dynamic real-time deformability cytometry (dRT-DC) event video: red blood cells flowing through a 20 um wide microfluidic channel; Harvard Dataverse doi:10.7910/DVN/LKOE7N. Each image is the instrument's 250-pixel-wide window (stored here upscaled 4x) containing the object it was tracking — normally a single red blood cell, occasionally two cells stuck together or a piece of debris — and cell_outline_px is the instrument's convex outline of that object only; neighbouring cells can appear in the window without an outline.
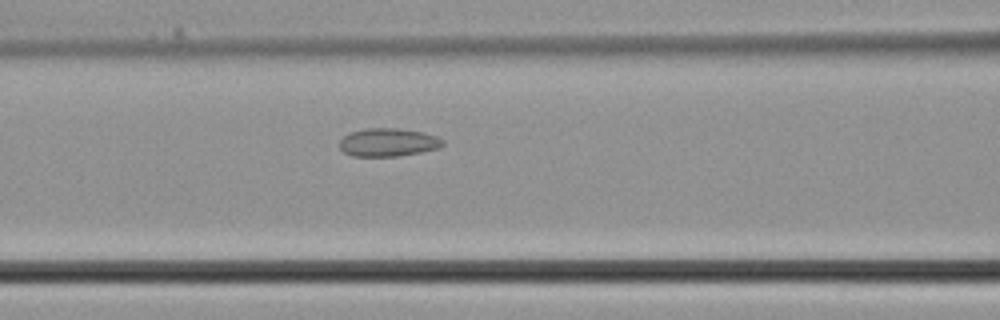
{"species": "common noctule bat (a hibernating species)", "species_latin": "Nyctalus noctula", "temperature_condition": "cold", "stored_images_in_passage": 30, "camera_frame_rate_fps": 3000, "um_per_image_px": 0.085, "animal": {"sex": "male", "body_mass_g": 21.5, "forearm_length_mm": 52.0}, "frame": {"image": 1, "passage_image": 8, "time_ms": 2.333, "image_size_px": [1000, 320], "cell_outline_px": [[444, 144], [436, 148], [420, 152], [396, 156], [352, 156], [344, 152], [340, 148], [340, 140], [344, 136], [352, 132], [364, 128], [400, 128], [424, 132], [436, 136], [444, 140]], "centroid_in_image_um": [32.98, 12.09], "position_along_channel_um": 133.6, "area_um2": 16.88}}
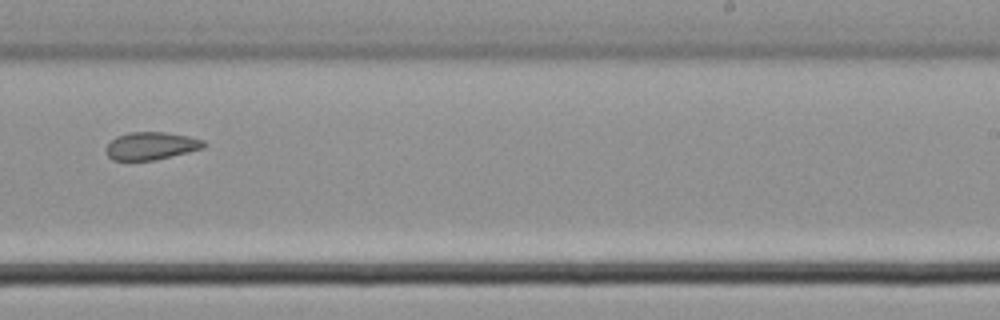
{"frame": {"image": 2, "passage_image": 16, "time_ms": 5.0, "image_size_px": [1000, 320], "cell_outline_px": [[208, 144], [204, 148], [188, 152], [152, 160], [112, 160], [108, 156], [104, 148], [116, 136], [128, 132], [164, 132], [188, 136], [204, 140]], "centroid_in_image_um": [12.84, 12.39], "position_along_channel_um": 276.2, "area_um2": 15.78}}
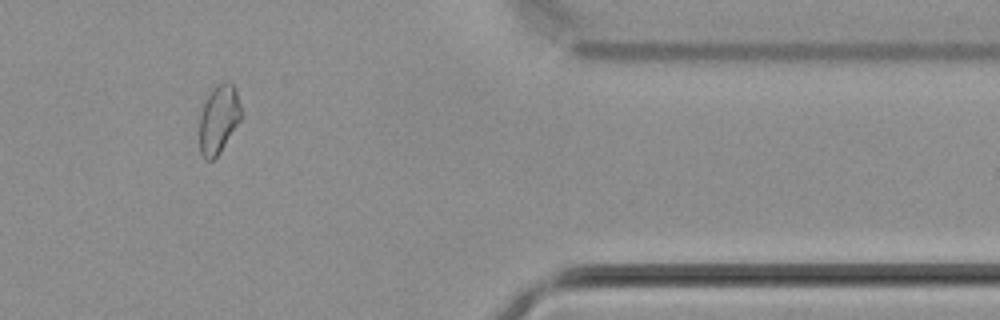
{"frame": {"image": 3, "passage_image": 24, "time_ms": 7.667, "image_size_px": [1000, 320], "cell_outline_px": [[244, 116], [220, 152], [212, 160], [204, 160], [200, 152], [200, 112], [204, 100], [212, 88], [216, 84], [224, 80], [232, 84], [236, 88]], "centroid_in_image_um": [18.61, 10.09], "position_along_channel_um": 392.8, "area_um2": 17.17}}